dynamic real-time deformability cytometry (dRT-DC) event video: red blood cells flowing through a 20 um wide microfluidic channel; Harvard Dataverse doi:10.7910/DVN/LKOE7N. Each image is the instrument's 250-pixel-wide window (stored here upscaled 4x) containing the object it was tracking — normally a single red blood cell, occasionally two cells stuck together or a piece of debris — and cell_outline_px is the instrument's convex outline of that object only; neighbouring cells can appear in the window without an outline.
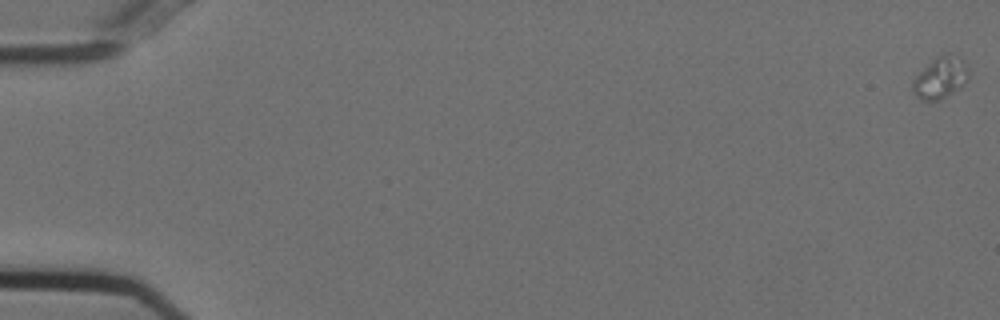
{"species": "Egyptian fruit bat (a non-hibernating species)", "species_latin": "Rousettus aegyptiacus", "temperature_condition": "cold", "stored_images_in_passage": 41, "camera_frame_rate_fps": 3000, "um_per_image_px": 0.085, "animal": {"sex": "female"}, "frame": {"image": 1, "passage_image": 1, "time_ms": 0.0, "image_size_px": [1000, 320], "cell_outline_px": [[968, 80], [960, 88], [940, 100], [920, 100], [916, 96], [912, 88], [912, 80], [936, 56], [944, 52], [952, 52], [964, 60], [968, 72]], "centroid_in_image_um": [79.95, 6.58], "position_along_channel_um": 5.0, "area_um2": 13.7}}